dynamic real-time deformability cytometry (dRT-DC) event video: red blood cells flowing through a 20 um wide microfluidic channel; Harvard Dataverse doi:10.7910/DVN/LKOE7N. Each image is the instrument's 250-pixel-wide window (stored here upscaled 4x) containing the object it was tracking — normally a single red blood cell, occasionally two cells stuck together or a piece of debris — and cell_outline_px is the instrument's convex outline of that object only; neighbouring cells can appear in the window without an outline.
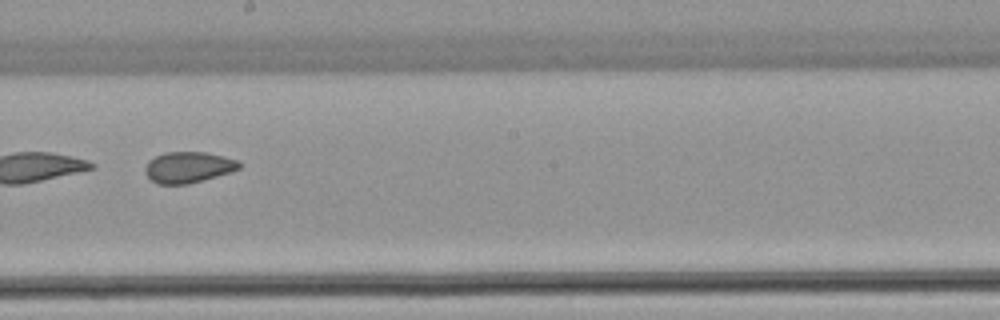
{"species": "common noctule bat (a hibernating species)", "species_latin": "Nyctalus noctula", "temperature_condition": "warm", "stored_images_in_passage": 47, "camera_frame_rate_fps": 3000, "um_per_image_px": 0.085, "animal": {"sex": "female", "body_mass_g": 22.7, "forearm_length_mm": 54.2}, "frame": {"image": 1, "passage_image": 27, "time_ms": 8.667, "image_size_px": [1000, 320], "cell_outline_px": [[244, 164], [240, 168], [232, 172], [204, 180], [188, 184], [156, 184], [144, 172], [144, 168], [148, 160], [164, 152], [204, 152], [224, 156], [236, 160]], "centroid_in_image_um": [16.02, 14.22], "position_along_channel_um": 232.2, "area_um2": 17.22}}